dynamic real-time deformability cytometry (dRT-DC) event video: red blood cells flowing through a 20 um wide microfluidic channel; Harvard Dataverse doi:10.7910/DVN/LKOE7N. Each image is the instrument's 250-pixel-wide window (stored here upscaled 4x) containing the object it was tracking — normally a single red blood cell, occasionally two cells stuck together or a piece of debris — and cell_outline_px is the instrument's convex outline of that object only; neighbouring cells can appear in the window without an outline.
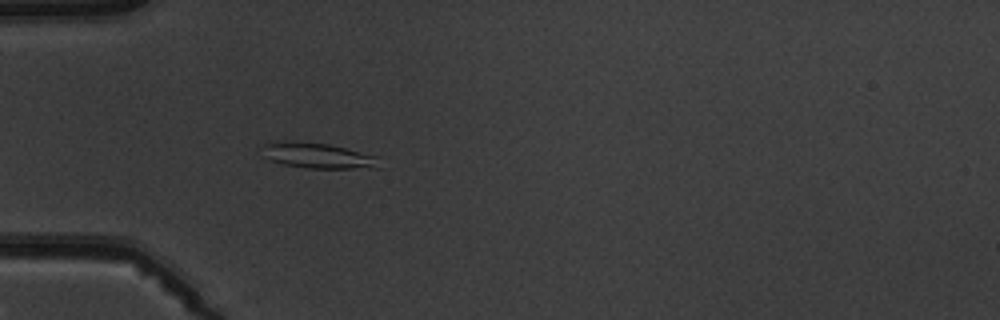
{"species": "common noctule bat (a hibernating species)", "species_latin": "Nyctalus noctula", "temperature_condition": "warm", "stored_images_in_passage": 4, "camera_frame_rate_fps": 3000, "um_per_image_px": 0.085, "animal": {"sex": "male", "body_mass_g": 19.5, "forearm_length_mm": 54.6}, "frame": {"image": 1, "passage_image": 4, "time_ms": 3.667, "image_size_px": [1000, 320], "cell_outline_px": [[380, 168], [304, 168], [284, 164], [272, 160], [264, 156], [260, 144], [272, 140], [328, 144], [376, 156]], "centroid_in_image_um": [26.93, 13.22], "position_along_channel_um": 58.1, "area_um2": 17.28}}